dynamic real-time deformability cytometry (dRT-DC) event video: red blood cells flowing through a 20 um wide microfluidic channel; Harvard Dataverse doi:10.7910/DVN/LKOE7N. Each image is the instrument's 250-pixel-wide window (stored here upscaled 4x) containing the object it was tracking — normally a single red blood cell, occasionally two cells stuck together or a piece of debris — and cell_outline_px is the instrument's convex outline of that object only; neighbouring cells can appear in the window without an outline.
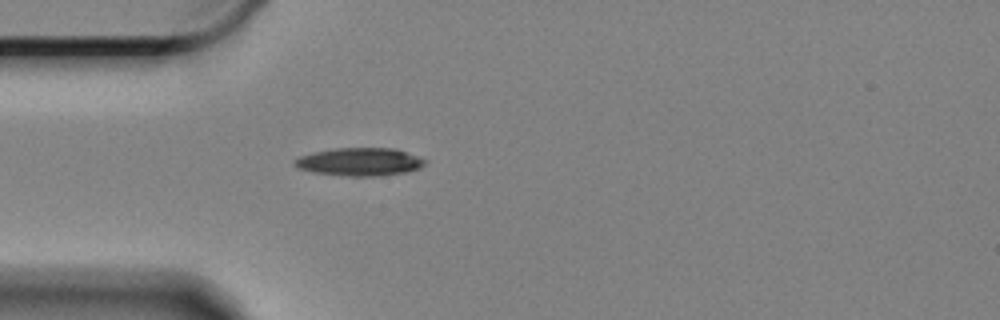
{"species": "Egyptian fruit bat (a non-hibernating species)", "species_latin": "Rousettus aegyptiacus", "temperature_condition": "cold", "stored_images_in_passage": 44, "camera_frame_rate_fps": 3000, "um_per_image_px": 0.085, "animal": {"sex": "female"}, "frame": {"image": 1, "passage_image": 1, "time_ms": 0.0, "image_size_px": [1000, 320], "cell_outline_px": [[428, 160], [420, 168], [408, 172], [380, 176], [348, 176], [316, 172], [300, 168], [292, 164], [300, 156], [316, 152], [336, 148], [396, 148]], "centroid_in_image_um": [30.65, 13.75], "position_along_channel_um": 54.3, "area_um2": 21.1}}
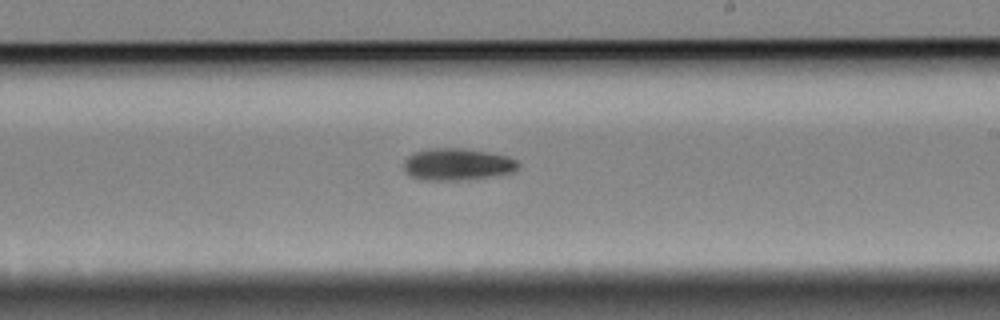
{"frame": {"image": 2, "passage_image": 19, "time_ms": 6.0, "image_size_px": [1000, 320], "cell_outline_px": [[520, 164], [512, 172], [488, 176], [460, 180], [420, 180], [404, 172], [404, 160], [412, 152], [428, 148], [464, 148], [488, 152], [508, 156], [516, 160]], "centroid_in_image_um": [38.81, 13.95], "position_along_channel_um": 250.2, "area_um2": 21.33}}
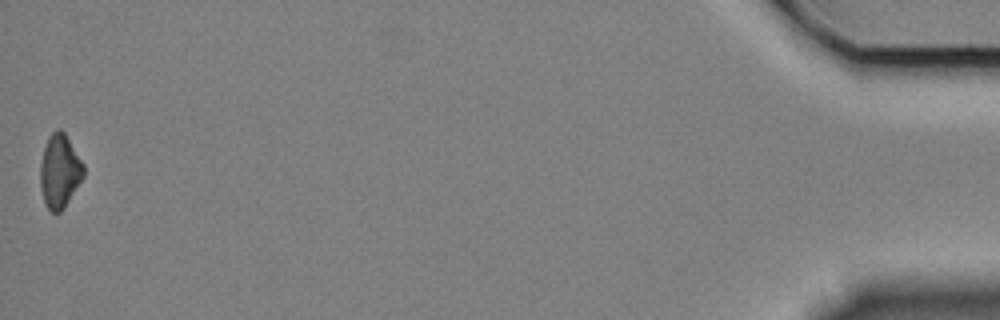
{"frame": {"image": 3, "passage_image": 44, "time_ms": 14.333, "image_size_px": [1000, 320], "cell_outline_px": [[84, 176], [64, 208], [60, 212], [52, 212], [48, 208], [44, 200], [40, 184], [40, 164], [44, 148], [48, 136], [56, 128], [60, 128], [64, 132], [84, 164]], "centroid_in_image_um": [5.07, 14.52], "position_along_channel_um": 430.1, "area_um2": 18.5}, "authors_computed_cell_mechanics": {"area_um2": 20.4612, "velocity_mm_per_s": 3.3255, "shape_relaxation_time_tau1_ms": 5.2949, "shape_relaxation_time_tau2_ms": null, "deformation_change_tau1": 0.1144, "deformation_change_tau2": null}}